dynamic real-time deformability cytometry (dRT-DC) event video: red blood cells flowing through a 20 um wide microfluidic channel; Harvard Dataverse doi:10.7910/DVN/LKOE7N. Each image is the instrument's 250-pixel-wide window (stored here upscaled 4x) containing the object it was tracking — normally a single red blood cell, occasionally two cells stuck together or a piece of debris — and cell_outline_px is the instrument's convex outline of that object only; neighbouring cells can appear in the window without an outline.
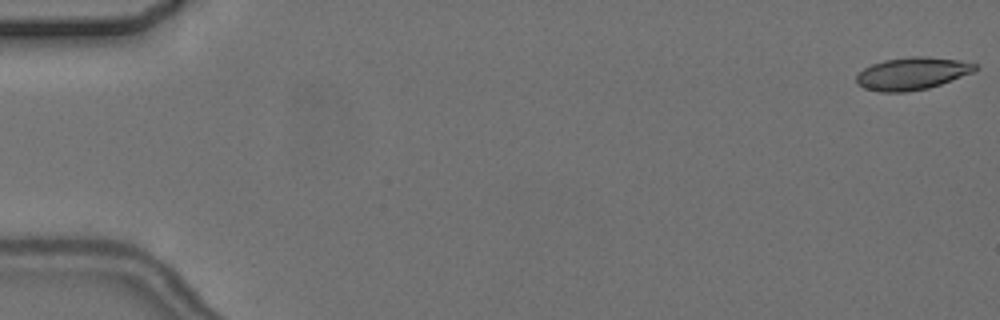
{"species": "common noctule bat (a hibernating species)", "species_latin": "Nyctalus noctula", "temperature_condition": "cold", "stored_images_in_passage": 7, "camera_frame_rate_fps": 3000, "um_per_image_px": 0.085, "animal": {"sex": "female", "body_mass_g": 24.6, "forearm_length_mm": 56.2}, "frame": {"image": 1, "passage_image": 1, "time_ms": 0.0, "image_size_px": [1000, 320], "cell_outline_px": [[980, 68], [976, 72], [928, 88], [904, 92], [880, 92], [864, 88], [856, 84], [856, 76], [864, 68], [872, 64], [884, 60], [908, 56], [924, 56], [960, 60], [976, 64]], "centroid_in_image_um": [77.56, 6.24], "position_along_channel_um": 7.4, "area_um2": 22.66}}
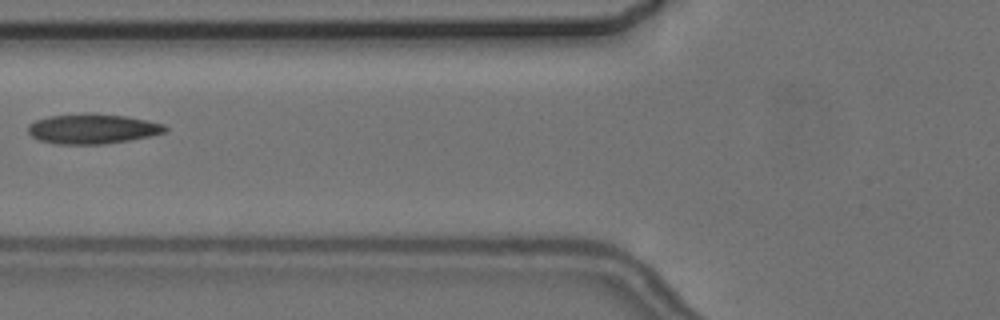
{"frame": {"image": 2, "passage_image": 6, "time_ms": 7.333, "image_size_px": [1000, 320], "cell_outline_px": [[168, 132], [128, 140], [104, 144], [56, 144], [36, 140], [28, 132], [28, 124], [36, 120], [48, 116], [84, 112], [92, 112], [124, 116], [148, 120], [164, 124], [168, 128]], "centroid_in_image_um": [7.84, 10.93], "position_along_channel_um": 118.0, "area_um2": 24.28}}
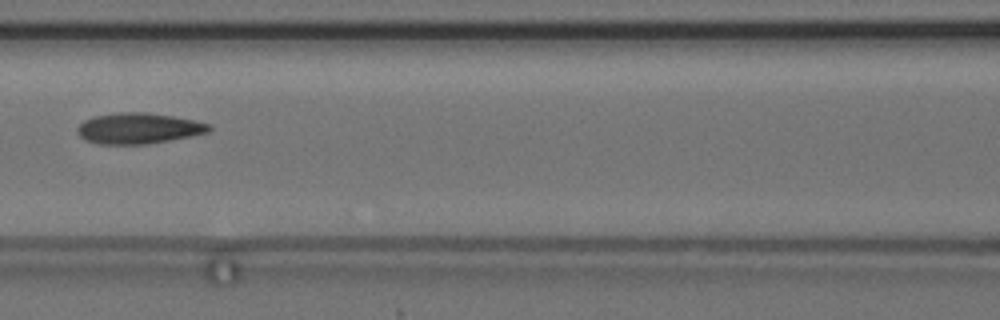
{"frame": {"image": 3, "passage_image": 7, "time_ms": 8.333, "image_size_px": [1000, 320], "cell_outline_px": [[212, 128], [208, 132], [192, 136], [172, 140], [148, 144], [96, 144], [84, 140], [76, 132], [76, 128], [84, 120], [92, 116], [120, 112], [144, 112], [172, 116], [192, 120], [208, 124]], "centroid_in_image_um": [11.72, 10.92], "position_along_channel_um": 154.9, "area_um2": 23.76}}